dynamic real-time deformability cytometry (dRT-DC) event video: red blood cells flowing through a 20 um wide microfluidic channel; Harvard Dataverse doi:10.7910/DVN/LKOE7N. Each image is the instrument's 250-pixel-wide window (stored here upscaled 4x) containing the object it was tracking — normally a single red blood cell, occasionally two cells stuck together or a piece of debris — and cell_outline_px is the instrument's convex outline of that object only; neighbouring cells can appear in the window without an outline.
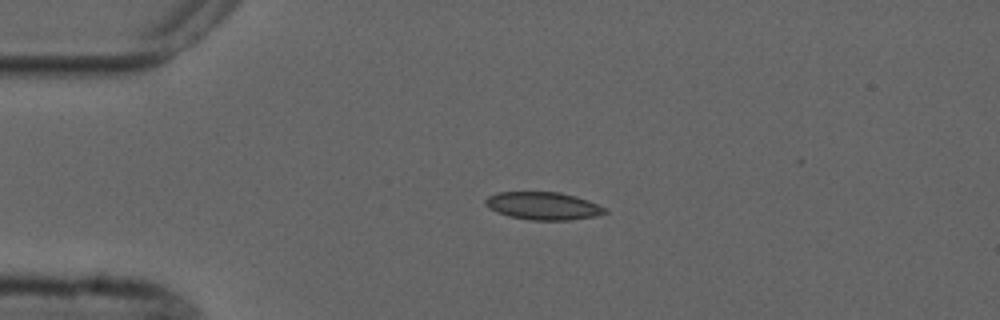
{"species": "common noctule bat (a hibernating species)", "species_latin": "Nyctalus noctula", "temperature_condition": "cold", "stored_images_in_passage": 2, "camera_frame_rate_fps": 3000, "um_per_image_px": 0.085, "animal": {"sex": "male", "forearm_length_mm": 52.5}, "frame": {"image": 1, "passage_image": 1, "time_ms": 0.0, "image_size_px": [1000, 320], "cell_outline_px": [[608, 212], [596, 216], [568, 220], [532, 220], [508, 216], [496, 212], [488, 208], [484, 204], [484, 200], [488, 196], [496, 192], [560, 192], [576, 196], [588, 200], [608, 208]], "centroid_in_image_um": [46.16, 17.5], "position_along_channel_um": 38.8, "area_um2": 19.54}}